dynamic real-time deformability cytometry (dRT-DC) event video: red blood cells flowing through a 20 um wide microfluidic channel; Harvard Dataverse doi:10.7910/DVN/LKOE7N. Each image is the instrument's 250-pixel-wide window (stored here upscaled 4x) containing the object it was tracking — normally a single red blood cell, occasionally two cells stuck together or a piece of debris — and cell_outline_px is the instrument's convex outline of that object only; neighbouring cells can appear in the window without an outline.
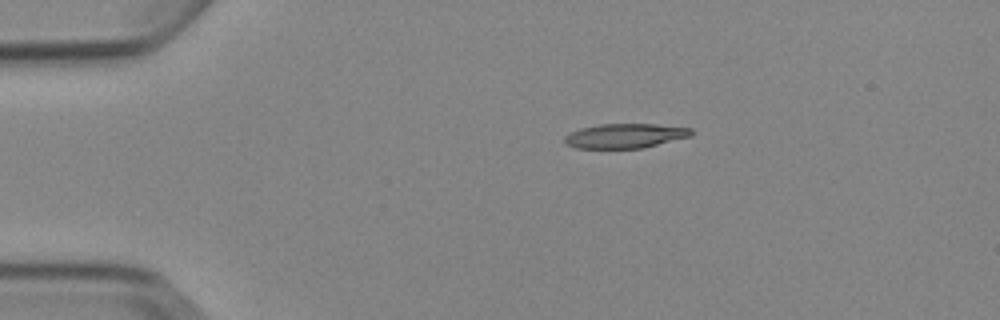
{"species": "Egyptian fruit bat (a non-hibernating species)", "species_latin": "Rousettus aegyptiacus", "temperature_condition": "cold", "stored_images_in_passage": 6, "camera_frame_rate_fps": 3000, "um_per_image_px": 0.085, "animal": {"sex": "female"}, "frame": {"image": 1, "passage_image": 1, "time_ms": 0.0, "image_size_px": [1000, 320], "cell_outline_px": [[692, 136], [644, 148], [576, 148], [564, 144], [564, 136], [580, 128], [600, 124], [656, 124], [692, 128]], "centroid_in_image_um": [53.14, 11.55], "position_along_channel_um": 31.9, "area_um2": 18.21}}
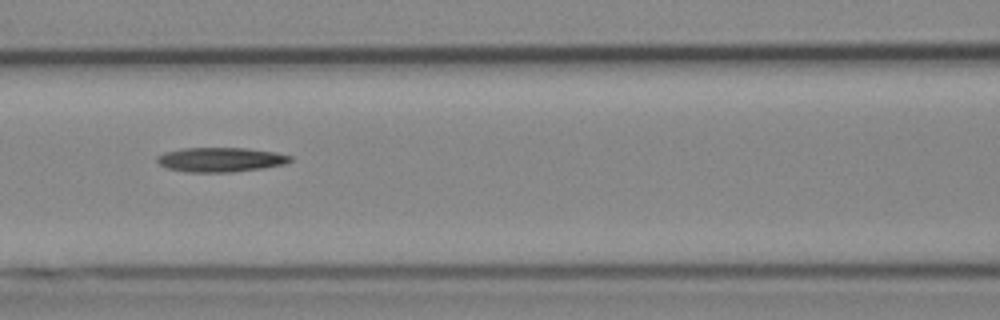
{"frame": {"image": 2, "passage_image": 5, "time_ms": 4.333, "image_size_px": [1000, 320], "cell_outline_px": [[292, 160], [288, 164], [264, 168], [232, 172], [184, 172], [164, 168], [156, 160], [156, 156], [164, 152], [184, 148], [248, 148], [276, 152], [292, 156]], "centroid_in_image_um": [18.76, 13.57], "position_along_channel_um": 147.8, "area_um2": 19.31}}
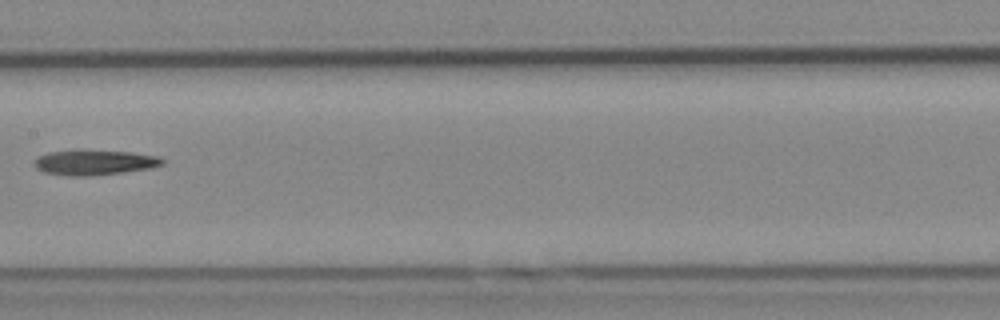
{"frame": {"image": 3, "passage_image": 6, "time_ms": 5.667, "image_size_px": [1000, 320], "cell_outline_px": [[164, 164], [148, 168], [120, 172], [88, 176], [68, 176], [44, 172], [36, 168], [32, 164], [40, 156], [48, 152], [76, 148], [84, 148], [132, 152], [160, 156], [164, 160]], "centroid_in_image_um": [7.99, 13.76], "position_along_channel_um": 199.4, "area_um2": 19.25}}